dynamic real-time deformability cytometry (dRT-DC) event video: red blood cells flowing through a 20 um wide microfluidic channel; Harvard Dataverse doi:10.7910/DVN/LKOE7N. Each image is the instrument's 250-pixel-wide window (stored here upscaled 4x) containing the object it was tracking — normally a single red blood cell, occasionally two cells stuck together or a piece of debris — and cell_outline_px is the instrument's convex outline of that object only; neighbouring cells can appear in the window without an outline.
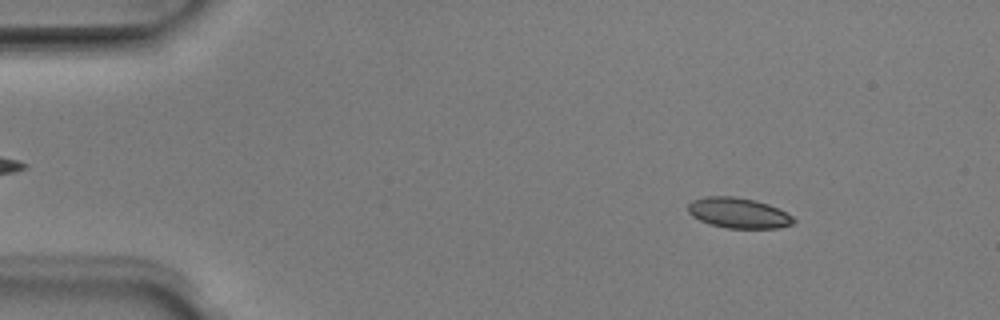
{"species": "Egyptian fruit bat (a non-hibernating species)", "species_latin": "Rousettus aegyptiacus", "temperature_condition": "room temperature", "stored_images_in_passage": 50, "camera_frame_rate_fps": 3000, "um_per_image_px": 0.085, "animal": {"sex": "male"}, "frame": {"image": 1, "passage_image": 6, "time_ms": 1.667, "image_size_px": [1000, 320], "cell_outline_px": [[796, 220], [792, 224], [776, 228], [728, 228], [708, 224], [692, 216], [688, 212], [688, 204], [692, 200], [704, 196], [736, 196], [756, 200], [768, 204], [792, 216]], "centroid_in_image_um": [62.73, 18.09], "position_along_channel_um": 22.3, "area_um2": 18.73}}
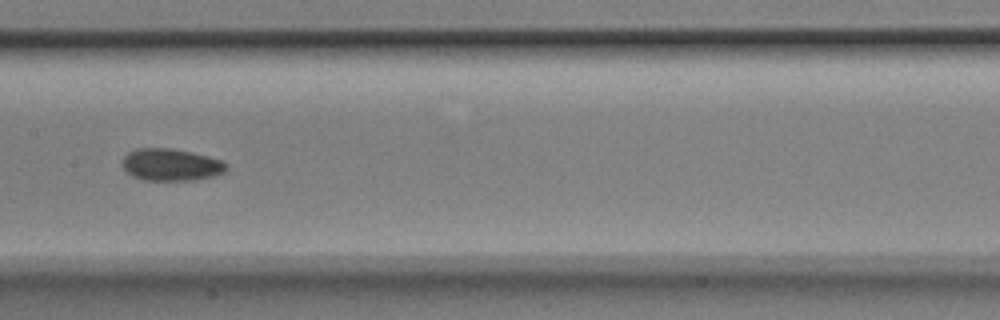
{"frame": {"image": 2, "passage_image": 25, "time_ms": 8.0, "image_size_px": [1000, 320], "cell_outline_px": [[228, 168], [224, 172], [216, 176], [196, 180], [144, 180], [132, 176], [124, 168], [120, 160], [128, 152], [136, 148], [172, 148], [192, 152], [220, 160], [228, 164]], "centroid_in_image_um": [14.53, 14.0], "position_along_channel_um": 192.9, "area_um2": 19.65}}
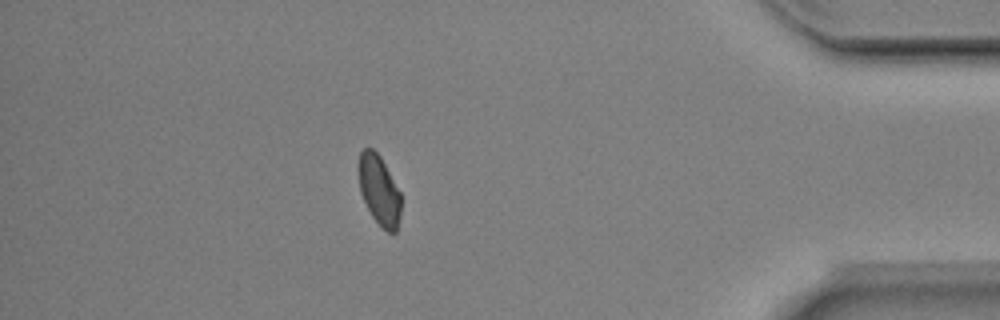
{"frame": {"image": 3, "passage_image": 44, "time_ms": 14.333, "image_size_px": [1000, 320], "cell_outline_px": [[400, 216], [396, 232], [388, 232], [372, 216], [360, 192], [356, 168], [356, 164], [360, 152], [364, 148], [372, 148], [380, 156], [400, 192]], "centroid_in_image_um": [32.18, 16.11], "position_along_channel_um": 403.0, "area_um2": 17.28}, "authors_computed_cell_mechanics": {"area_um2": 18.7272, "velocity_mm_per_s": 3.9747, "shape_relaxation_time_tau1_ms": 3.2403, "shape_relaxation_time_tau2_ms": 2.4586, "deformation_change_tau1": 0.0823, "deformation_change_tau2": 0.0597}}